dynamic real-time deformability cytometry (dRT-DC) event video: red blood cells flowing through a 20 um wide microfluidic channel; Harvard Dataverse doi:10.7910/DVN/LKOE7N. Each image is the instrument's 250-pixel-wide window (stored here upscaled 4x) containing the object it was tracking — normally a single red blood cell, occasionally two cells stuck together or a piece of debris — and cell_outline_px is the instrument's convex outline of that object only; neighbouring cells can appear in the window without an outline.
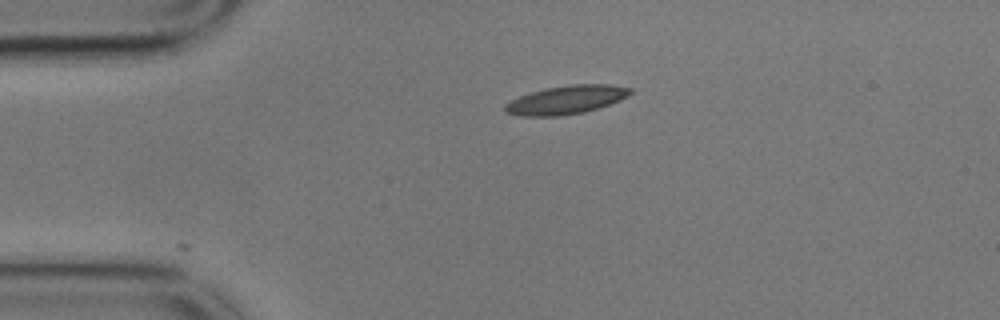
{"species": "common noctule bat (a hibernating species)", "species_latin": "Nyctalus noctula", "temperature_condition": "cold", "stored_images_in_passage": 2, "camera_frame_rate_fps": 3000, "um_per_image_px": 0.085, "animal": {"sex": "male", "body_mass_g": 17.9}, "frame": {"image": 1, "passage_image": 1, "time_ms": 0.0, "image_size_px": [1000, 320], "cell_outline_px": [[632, 92], [628, 96], [620, 100], [584, 112], [560, 116], [524, 116], [508, 112], [504, 108], [504, 104], [520, 96], [544, 88], [572, 84], [608, 84], [632, 88]], "centroid_in_image_um": [48.15, 8.47], "position_along_channel_um": 36.8, "area_um2": 20.58}}